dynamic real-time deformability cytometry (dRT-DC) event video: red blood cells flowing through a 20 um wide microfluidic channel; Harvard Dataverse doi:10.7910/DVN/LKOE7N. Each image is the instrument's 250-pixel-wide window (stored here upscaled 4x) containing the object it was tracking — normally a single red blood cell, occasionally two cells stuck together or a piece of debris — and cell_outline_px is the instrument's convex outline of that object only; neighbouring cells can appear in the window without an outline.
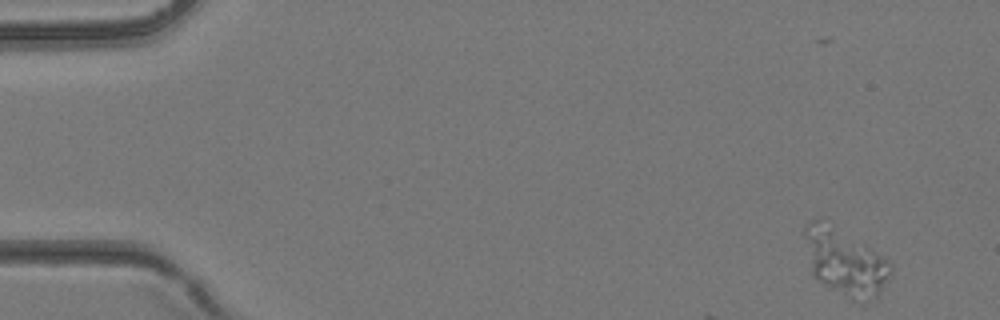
{"species": "common noctule bat (a hibernating species)", "species_latin": "Nyctalus noctula", "temperature_condition": "room temperature", "stored_images_in_passage": 4, "camera_frame_rate_fps": 3000, "um_per_image_px": 0.085, "animal": {"sex": "female", "body_mass_g": 24.6, "forearm_length_mm": 56.2}, "frame": {"image": 1, "passage_image": 1, "time_ms": 0.0, "image_size_px": [1000, 320], "cell_outline_px": [[892, 272], [876, 296], [872, 296], [832, 288], [816, 280], [812, 276], [804, 236], [804, 224], [808, 220], [820, 220], [888, 260], [892, 264]], "centroid_in_image_um": [71.74, 22.17], "position_along_channel_um": 13.3, "area_um2": 30.46}}
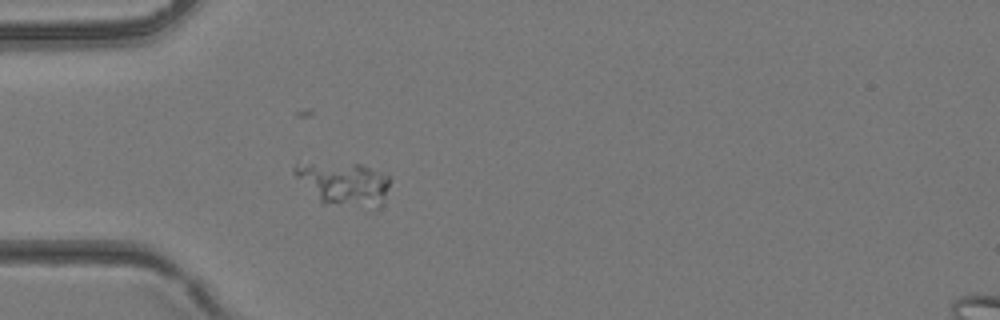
{"frame": {"image": 2, "passage_image": 4, "time_ms": 1.0, "image_size_px": [1000, 320], "cell_outline_px": [[388, 188], [380, 204], [376, 208], [320, 204], [292, 172], [292, 168], [296, 164], [360, 164], [388, 172]], "centroid_in_image_um": [29.22, 15.63], "position_along_channel_um": 55.8, "area_um2": 24.04}}